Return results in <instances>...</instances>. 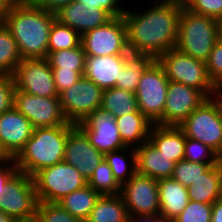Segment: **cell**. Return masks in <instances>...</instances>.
I'll use <instances>...</instances> for the list:
<instances>
[{"label": "cell", "instance_id": "6da1fadb", "mask_svg": "<svg viewBox=\"0 0 222 222\" xmlns=\"http://www.w3.org/2000/svg\"><path fill=\"white\" fill-rule=\"evenodd\" d=\"M151 3V6L134 8V11L125 8L123 17L129 51L150 54L158 59L176 47L182 7L170 1L153 0Z\"/></svg>", "mask_w": 222, "mask_h": 222}, {"label": "cell", "instance_id": "7a4b0ae2", "mask_svg": "<svg viewBox=\"0 0 222 222\" xmlns=\"http://www.w3.org/2000/svg\"><path fill=\"white\" fill-rule=\"evenodd\" d=\"M55 20V13L35 4H15L1 22L15 39L22 59H44Z\"/></svg>", "mask_w": 222, "mask_h": 222}, {"label": "cell", "instance_id": "3957f363", "mask_svg": "<svg viewBox=\"0 0 222 222\" xmlns=\"http://www.w3.org/2000/svg\"><path fill=\"white\" fill-rule=\"evenodd\" d=\"M68 133L69 125L34 128L14 158L18 171L32 177L39 170L64 161Z\"/></svg>", "mask_w": 222, "mask_h": 222}, {"label": "cell", "instance_id": "277c9868", "mask_svg": "<svg viewBox=\"0 0 222 222\" xmlns=\"http://www.w3.org/2000/svg\"><path fill=\"white\" fill-rule=\"evenodd\" d=\"M217 42L216 19L192 13L187 8L181 9L176 49L206 62Z\"/></svg>", "mask_w": 222, "mask_h": 222}, {"label": "cell", "instance_id": "5b68a950", "mask_svg": "<svg viewBox=\"0 0 222 222\" xmlns=\"http://www.w3.org/2000/svg\"><path fill=\"white\" fill-rule=\"evenodd\" d=\"M157 61L163 67L169 81L196 88L211 98L216 86L208 75L204 61L184 54L176 48L163 53Z\"/></svg>", "mask_w": 222, "mask_h": 222}, {"label": "cell", "instance_id": "8992f818", "mask_svg": "<svg viewBox=\"0 0 222 222\" xmlns=\"http://www.w3.org/2000/svg\"><path fill=\"white\" fill-rule=\"evenodd\" d=\"M32 180L40 202H58L87 185L79 171L65 161L39 170Z\"/></svg>", "mask_w": 222, "mask_h": 222}, {"label": "cell", "instance_id": "52a82bcc", "mask_svg": "<svg viewBox=\"0 0 222 222\" xmlns=\"http://www.w3.org/2000/svg\"><path fill=\"white\" fill-rule=\"evenodd\" d=\"M169 79L156 60L139 79L135 96L138 110L152 123L162 126Z\"/></svg>", "mask_w": 222, "mask_h": 222}, {"label": "cell", "instance_id": "ba28073f", "mask_svg": "<svg viewBox=\"0 0 222 222\" xmlns=\"http://www.w3.org/2000/svg\"><path fill=\"white\" fill-rule=\"evenodd\" d=\"M179 127L186 138L199 140L218 155L222 153V118L212 98L205 100Z\"/></svg>", "mask_w": 222, "mask_h": 222}, {"label": "cell", "instance_id": "9c48e42d", "mask_svg": "<svg viewBox=\"0 0 222 222\" xmlns=\"http://www.w3.org/2000/svg\"><path fill=\"white\" fill-rule=\"evenodd\" d=\"M0 197V211L13 220L36 217L38 196L30 175L17 171L7 182Z\"/></svg>", "mask_w": 222, "mask_h": 222}, {"label": "cell", "instance_id": "30bf717a", "mask_svg": "<svg viewBox=\"0 0 222 222\" xmlns=\"http://www.w3.org/2000/svg\"><path fill=\"white\" fill-rule=\"evenodd\" d=\"M86 56L125 55L129 52L124 17H113L109 22L87 31L81 36Z\"/></svg>", "mask_w": 222, "mask_h": 222}, {"label": "cell", "instance_id": "8fae6325", "mask_svg": "<svg viewBox=\"0 0 222 222\" xmlns=\"http://www.w3.org/2000/svg\"><path fill=\"white\" fill-rule=\"evenodd\" d=\"M103 90L82 76L72 87L59 94L61 109L69 123L77 125L101 108Z\"/></svg>", "mask_w": 222, "mask_h": 222}, {"label": "cell", "instance_id": "7c38bea8", "mask_svg": "<svg viewBox=\"0 0 222 222\" xmlns=\"http://www.w3.org/2000/svg\"><path fill=\"white\" fill-rule=\"evenodd\" d=\"M13 107L23 114L34 128L71 124L63 114L59 97H39L15 90Z\"/></svg>", "mask_w": 222, "mask_h": 222}, {"label": "cell", "instance_id": "4fadbf2b", "mask_svg": "<svg viewBox=\"0 0 222 222\" xmlns=\"http://www.w3.org/2000/svg\"><path fill=\"white\" fill-rule=\"evenodd\" d=\"M129 216L156 215L160 211L158 180L135 173L121 186Z\"/></svg>", "mask_w": 222, "mask_h": 222}, {"label": "cell", "instance_id": "5bb4252c", "mask_svg": "<svg viewBox=\"0 0 222 222\" xmlns=\"http://www.w3.org/2000/svg\"><path fill=\"white\" fill-rule=\"evenodd\" d=\"M15 90L39 97H59L49 61L22 59L13 73Z\"/></svg>", "mask_w": 222, "mask_h": 222}, {"label": "cell", "instance_id": "9a60e30c", "mask_svg": "<svg viewBox=\"0 0 222 222\" xmlns=\"http://www.w3.org/2000/svg\"><path fill=\"white\" fill-rule=\"evenodd\" d=\"M207 99L208 97L196 88L169 81L162 126H180Z\"/></svg>", "mask_w": 222, "mask_h": 222}, {"label": "cell", "instance_id": "2e32d148", "mask_svg": "<svg viewBox=\"0 0 222 222\" xmlns=\"http://www.w3.org/2000/svg\"><path fill=\"white\" fill-rule=\"evenodd\" d=\"M77 125L86 133L90 144L103 154L126 147L114 116L102 108L91 113Z\"/></svg>", "mask_w": 222, "mask_h": 222}, {"label": "cell", "instance_id": "e0dca14e", "mask_svg": "<svg viewBox=\"0 0 222 222\" xmlns=\"http://www.w3.org/2000/svg\"><path fill=\"white\" fill-rule=\"evenodd\" d=\"M103 159L104 154L90 144L86 133L78 125L71 123L65 145L64 161L74 166L88 181Z\"/></svg>", "mask_w": 222, "mask_h": 222}, {"label": "cell", "instance_id": "ac0fdd59", "mask_svg": "<svg viewBox=\"0 0 222 222\" xmlns=\"http://www.w3.org/2000/svg\"><path fill=\"white\" fill-rule=\"evenodd\" d=\"M33 130L30 121L14 107L0 115V141L12 158L23 149Z\"/></svg>", "mask_w": 222, "mask_h": 222}, {"label": "cell", "instance_id": "d6986e66", "mask_svg": "<svg viewBox=\"0 0 222 222\" xmlns=\"http://www.w3.org/2000/svg\"><path fill=\"white\" fill-rule=\"evenodd\" d=\"M56 20L62 25L69 26L81 36L87 31L109 22L113 17L106 11L95 6H86L84 3L73 1L63 6L56 13Z\"/></svg>", "mask_w": 222, "mask_h": 222}, {"label": "cell", "instance_id": "ffe728a7", "mask_svg": "<svg viewBox=\"0 0 222 222\" xmlns=\"http://www.w3.org/2000/svg\"><path fill=\"white\" fill-rule=\"evenodd\" d=\"M125 66V55L86 56L83 76L102 90L113 88Z\"/></svg>", "mask_w": 222, "mask_h": 222}, {"label": "cell", "instance_id": "44dd1931", "mask_svg": "<svg viewBox=\"0 0 222 222\" xmlns=\"http://www.w3.org/2000/svg\"><path fill=\"white\" fill-rule=\"evenodd\" d=\"M136 173L156 180L171 178L175 162L160 152L149 140L135 148Z\"/></svg>", "mask_w": 222, "mask_h": 222}, {"label": "cell", "instance_id": "7402d4cb", "mask_svg": "<svg viewBox=\"0 0 222 222\" xmlns=\"http://www.w3.org/2000/svg\"><path fill=\"white\" fill-rule=\"evenodd\" d=\"M149 141L173 162L184 159L186 136L179 126L153 124L149 132Z\"/></svg>", "mask_w": 222, "mask_h": 222}, {"label": "cell", "instance_id": "603a6c76", "mask_svg": "<svg viewBox=\"0 0 222 222\" xmlns=\"http://www.w3.org/2000/svg\"><path fill=\"white\" fill-rule=\"evenodd\" d=\"M160 211L165 220L175 219L189 202L187 187L172 177L158 180Z\"/></svg>", "mask_w": 222, "mask_h": 222}, {"label": "cell", "instance_id": "cb8c5ba5", "mask_svg": "<svg viewBox=\"0 0 222 222\" xmlns=\"http://www.w3.org/2000/svg\"><path fill=\"white\" fill-rule=\"evenodd\" d=\"M189 200L213 204L222 197V168L212 165L197 181L187 187Z\"/></svg>", "mask_w": 222, "mask_h": 222}, {"label": "cell", "instance_id": "d4e9b609", "mask_svg": "<svg viewBox=\"0 0 222 222\" xmlns=\"http://www.w3.org/2000/svg\"><path fill=\"white\" fill-rule=\"evenodd\" d=\"M123 143L136 148L149 140L152 123L139 111L115 118Z\"/></svg>", "mask_w": 222, "mask_h": 222}, {"label": "cell", "instance_id": "484cf974", "mask_svg": "<svg viewBox=\"0 0 222 222\" xmlns=\"http://www.w3.org/2000/svg\"><path fill=\"white\" fill-rule=\"evenodd\" d=\"M152 55L128 52L125 54V66L120 72L116 88L135 93L142 74L156 61Z\"/></svg>", "mask_w": 222, "mask_h": 222}, {"label": "cell", "instance_id": "4316f807", "mask_svg": "<svg viewBox=\"0 0 222 222\" xmlns=\"http://www.w3.org/2000/svg\"><path fill=\"white\" fill-rule=\"evenodd\" d=\"M128 212L120 194L101 195L91 210L88 222H127Z\"/></svg>", "mask_w": 222, "mask_h": 222}, {"label": "cell", "instance_id": "83f0119b", "mask_svg": "<svg viewBox=\"0 0 222 222\" xmlns=\"http://www.w3.org/2000/svg\"><path fill=\"white\" fill-rule=\"evenodd\" d=\"M101 194L88 184L64 196L58 203L72 216L87 220Z\"/></svg>", "mask_w": 222, "mask_h": 222}, {"label": "cell", "instance_id": "f1b7e54d", "mask_svg": "<svg viewBox=\"0 0 222 222\" xmlns=\"http://www.w3.org/2000/svg\"><path fill=\"white\" fill-rule=\"evenodd\" d=\"M104 159L109 164L113 176L120 186L126 183L136 173V152L133 147L126 146L105 153Z\"/></svg>", "mask_w": 222, "mask_h": 222}, {"label": "cell", "instance_id": "f546056e", "mask_svg": "<svg viewBox=\"0 0 222 222\" xmlns=\"http://www.w3.org/2000/svg\"><path fill=\"white\" fill-rule=\"evenodd\" d=\"M101 108L117 118L136 112L138 103L135 93L113 87L103 90Z\"/></svg>", "mask_w": 222, "mask_h": 222}, {"label": "cell", "instance_id": "4dcf8cb0", "mask_svg": "<svg viewBox=\"0 0 222 222\" xmlns=\"http://www.w3.org/2000/svg\"><path fill=\"white\" fill-rule=\"evenodd\" d=\"M46 59L52 70L77 71L81 76L84 74L86 54L82 44L68 50L48 52Z\"/></svg>", "mask_w": 222, "mask_h": 222}, {"label": "cell", "instance_id": "1f68e13d", "mask_svg": "<svg viewBox=\"0 0 222 222\" xmlns=\"http://www.w3.org/2000/svg\"><path fill=\"white\" fill-rule=\"evenodd\" d=\"M21 60L15 39L0 22V75H13Z\"/></svg>", "mask_w": 222, "mask_h": 222}, {"label": "cell", "instance_id": "d6a6232c", "mask_svg": "<svg viewBox=\"0 0 222 222\" xmlns=\"http://www.w3.org/2000/svg\"><path fill=\"white\" fill-rule=\"evenodd\" d=\"M81 44V35L70 28L62 25L58 20H55L49 32L48 52L57 50H68L76 48Z\"/></svg>", "mask_w": 222, "mask_h": 222}, {"label": "cell", "instance_id": "836d02e7", "mask_svg": "<svg viewBox=\"0 0 222 222\" xmlns=\"http://www.w3.org/2000/svg\"><path fill=\"white\" fill-rule=\"evenodd\" d=\"M87 184L101 195H117L121 191V186L115 180L112 170L105 159L94 169Z\"/></svg>", "mask_w": 222, "mask_h": 222}, {"label": "cell", "instance_id": "e575fe53", "mask_svg": "<svg viewBox=\"0 0 222 222\" xmlns=\"http://www.w3.org/2000/svg\"><path fill=\"white\" fill-rule=\"evenodd\" d=\"M184 160L203 164H219V155L199 140L186 138Z\"/></svg>", "mask_w": 222, "mask_h": 222}, {"label": "cell", "instance_id": "d590c367", "mask_svg": "<svg viewBox=\"0 0 222 222\" xmlns=\"http://www.w3.org/2000/svg\"><path fill=\"white\" fill-rule=\"evenodd\" d=\"M37 222H83L72 216L58 202H40L36 212Z\"/></svg>", "mask_w": 222, "mask_h": 222}, {"label": "cell", "instance_id": "8d00e7d4", "mask_svg": "<svg viewBox=\"0 0 222 222\" xmlns=\"http://www.w3.org/2000/svg\"><path fill=\"white\" fill-rule=\"evenodd\" d=\"M212 165L180 160L175 164L172 178L180 182L183 186H191L192 182H196L200 175L206 172Z\"/></svg>", "mask_w": 222, "mask_h": 222}, {"label": "cell", "instance_id": "74e56055", "mask_svg": "<svg viewBox=\"0 0 222 222\" xmlns=\"http://www.w3.org/2000/svg\"><path fill=\"white\" fill-rule=\"evenodd\" d=\"M212 204L189 200L183 211L173 222H211Z\"/></svg>", "mask_w": 222, "mask_h": 222}, {"label": "cell", "instance_id": "f35d334b", "mask_svg": "<svg viewBox=\"0 0 222 222\" xmlns=\"http://www.w3.org/2000/svg\"><path fill=\"white\" fill-rule=\"evenodd\" d=\"M207 72L216 87L222 85V42L218 41L206 60Z\"/></svg>", "mask_w": 222, "mask_h": 222}, {"label": "cell", "instance_id": "ab89813d", "mask_svg": "<svg viewBox=\"0 0 222 222\" xmlns=\"http://www.w3.org/2000/svg\"><path fill=\"white\" fill-rule=\"evenodd\" d=\"M15 89L13 75H0V115L13 107Z\"/></svg>", "mask_w": 222, "mask_h": 222}, {"label": "cell", "instance_id": "60d3db41", "mask_svg": "<svg viewBox=\"0 0 222 222\" xmlns=\"http://www.w3.org/2000/svg\"><path fill=\"white\" fill-rule=\"evenodd\" d=\"M187 9L192 13L217 19L222 16V0H194Z\"/></svg>", "mask_w": 222, "mask_h": 222}, {"label": "cell", "instance_id": "b9f144b4", "mask_svg": "<svg viewBox=\"0 0 222 222\" xmlns=\"http://www.w3.org/2000/svg\"><path fill=\"white\" fill-rule=\"evenodd\" d=\"M58 95L72 87L82 77L77 71L52 70Z\"/></svg>", "mask_w": 222, "mask_h": 222}, {"label": "cell", "instance_id": "7bdbcfd3", "mask_svg": "<svg viewBox=\"0 0 222 222\" xmlns=\"http://www.w3.org/2000/svg\"><path fill=\"white\" fill-rule=\"evenodd\" d=\"M124 0H90V6H95L108 12L112 17L123 16L126 8ZM124 4V5H123Z\"/></svg>", "mask_w": 222, "mask_h": 222}, {"label": "cell", "instance_id": "ee69618b", "mask_svg": "<svg viewBox=\"0 0 222 222\" xmlns=\"http://www.w3.org/2000/svg\"><path fill=\"white\" fill-rule=\"evenodd\" d=\"M18 171L14 158L0 163V197L4 196V188L10 178Z\"/></svg>", "mask_w": 222, "mask_h": 222}, {"label": "cell", "instance_id": "f6af8a7d", "mask_svg": "<svg viewBox=\"0 0 222 222\" xmlns=\"http://www.w3.org/2000/svg\"><path fill=\"white\" fill-rule=\"evenodd\" d=\"M73 1L74 0H38L35 5L45 9L48 12L56 13L63 6H66Z\"/></svg>", "mask_w": 222, "mask_h": 222}, {"label": "cell", "instance_id": "bcb514c9", "mask_svg": "<svg viewBox=\"0 0 222 222\" xmlns=\"http://www.w3.org/2000/svg\"><path fill=\"white\" fill-rule=\"evenodd\" d=\"M165 219L160 215L129 216L127 222H164Z\"/></svg>", "mask_w": 222, "mask_h": 222}, {"label": "cell", "instance_id": "7dc6e473", "mask_svg": "<svg viewBox=\"0 0 222 222\" xmlns=\"http://www.w3.org/2000/svg\"><path fill=\"white\" fill-rule=\"evenodd\" d=\"M211 222H222V197L212 204Z\"/></svg>", "mask_w": 222, "mask_h": 222}, {"label": "cell", "instance_id": "c3c4849f", "mask_svg": "<svg viewBox=\"0 0 222 222\" xmlns=\"http://www.w3.org/2000/svg\"><path fill=\"white\" fill-rule=\"evenodd\" d=\"M211 98L216 103L222 118V88L216 87L214 93L211 95Z\"/></svg>", "mask_w": 222, "mask_h": 222}, {"label": "cell", "instance_id": "681fc988", "mask_svg": "<svg viewBox=\"0 0 222 222\" xmlns=\"http://www.w3.org/2000/svg\"><path fill=\"white\" fill-rule=\"evenodd\" d=\"M13 5L12 0H0V22Z\"/></svg>", "mask_w": 222, "mask_h": 222}, {"label": "cell", "instance_id": "f907efd6", "mask_svg": "<svg viewBox=\"0 0 222 222\" xmlns=\"http://www.w3.org/2000/svg\"><path fill=\"white\" fill-rule=\"evenodd\" d=\"M13 159L4 149L1 141H0V163L7 162L9 160Z\"/></svg>", "mask_w": 222, "mask_h": 222}, {"label": "cell", "instance_id": "816d5d0a", "mask_svg": "<svg viewBox=\"0 0 222 222\" xmlns=\"http://www.w3.org/2000/svg\"><path fill=\"white\" fill-rule=\"evenodd\" d=\"M218 41L222 42V16L216 19Z\"/></svg>", "mask_w": 222, "mask_h": 222}, {"label": "cell", "instance_id": "f5cc1de1", "mask_svg": "<svg viewBox=\"0 0 222 222\" xmlns=\"http://www.w3.org/2000/svg\"><path fill=\"white\" fill-rule=\"evenodd\" d=\"M14 4H35L38 0H12Z\"/></svg>", "mask_w": 222, "mask_h": 222}, {"label": "cell", "instance_id": "db71d44e", "mask_svg": "<svg viewBox=\"0 0 222 222\" xmlns=\"http://www.w3.org/2000/svg\"><path fill=\"white\" fill-rule=\"evenodd\" d=\"M194 0H179L177 3L182 7V8H187Z\"/></svg>", "mask_w": 222, "mask_h": 222}, {"label": "cell", "instance_id": "11a10c76", "mask_svg": "<svg viewBox=\"0 0 222 222\" xmlns=\"http://www.w3.org/2000/svg\"><path fill=\"white\" fill-rule=\"evenodd\" d=\"M12 220L13 219H11L9 216L0 211V222H12Z\"/></svg>", "mask_w": 222, "mask_h": 222}, {"label": "cell", "instance_id": "9f6ffc18", "mask_svg": "<svg viewBox=\"0 0 222 222\" xmlns=\"http://www.w3.org/2000/svg\"><path fill=\"white\" fill-rule=\"evenodd\" d=\"M12 222H37L36 218L31 219H18V220H12Z\"/></svg>", "mask_w": 222, "mask_h": 222}, {"label": "cell", "instance_id": "6f0895ef", "mask_svg": "<svg viewBox=\"0 0 222 222\" xmlns=\"http://www.w3.org/2000/svg\"><path fill=\"white\" fill-rule=\"evenodd\" d=\"M74 1L79 3H84V5L86 6H90V0H74Z\"/></svg>", "mask_w": 222, "mask_h": 222}, {"label": "cell", "instance_id": "680465c9", "mask_svg": "<svg viewBox=\"0 0 222 222\" xmlns=\"http://www.w3.org/2000/svg\"><path fill=\"white\" fill-rule=\"evenodd\" d=\"M219 164H220V166L222 168V153L219 155Z\"/></svg>", "mask_w": 222, "mask_h": 222}, {"label": "cell", "instance_id": "91938a15", "mask_svg": "<svg viewBox=\"0 0 222 222\" xmlns=\"http://www.w3.org/2000/svg\"><path fill=\"white\" fill-rule=\"evenodd\" d=\"M162 1L178 2L179 0H162Z\"/></svg>", "mask_w": 222, "mask_h": 222}, {"label": "cell", "instance_id": "94428289", "mask_svg": "<svg viewBox=\"0 0 222 222\" xmlns=\"http://www.w3.org/2000/svg\"><path fill=\"white\" fill-rule=\"evenodd\" d=\"M164 222H173L172 220H165Z\"/></svg>", "mask_w": 222, "mask_h": 222}]
</instances>
